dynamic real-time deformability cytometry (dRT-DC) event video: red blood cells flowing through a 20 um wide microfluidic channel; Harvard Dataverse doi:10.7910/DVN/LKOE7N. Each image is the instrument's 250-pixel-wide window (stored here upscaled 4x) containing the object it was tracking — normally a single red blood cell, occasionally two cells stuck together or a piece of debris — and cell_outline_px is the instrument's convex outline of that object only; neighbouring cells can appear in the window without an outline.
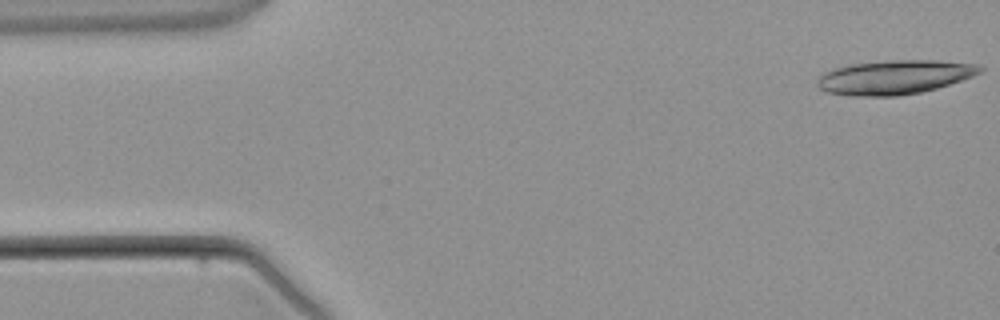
{"species": "common noctule bat (a hibernating species)", "species_latin": "Nyctalus noctula", "temperature_condition": "warm", "stored_images_in_passage": 3, "camera_frame_rate_fps": 3000, "um_per_image_px": 0.085, "animal": {"sex": "male", "body_mass_g": 21.5, "forearm_length_mm": 52.0}, "frame": {"image": 1, "passage_image": 1, "time_ms": 0.0, "image_size_px": [1000, 320], "cell_outline_px": [[984, 68], [980, 72], [972, 76], [936, 88], [920, 92], [900, 96], [852, 96], [828, 92], [820, 88], [816, 84], [816, 80], [824, 72], [832, 68], [852, 64], [888, 60], [936, 60], [980, 64]], "centroid_in_image_um": [76.01, 6.55], "position_along_channel_um": 9.0, "area_um2": 32.37}}